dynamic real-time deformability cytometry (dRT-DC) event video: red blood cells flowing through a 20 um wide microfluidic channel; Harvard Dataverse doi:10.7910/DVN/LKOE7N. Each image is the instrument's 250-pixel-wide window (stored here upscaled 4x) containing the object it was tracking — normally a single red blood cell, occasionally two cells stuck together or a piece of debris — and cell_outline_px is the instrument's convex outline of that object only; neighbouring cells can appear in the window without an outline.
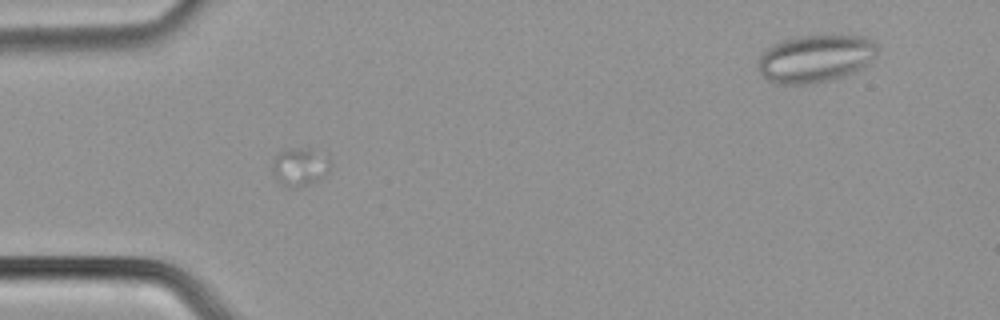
{"species": "common noctule bat (a hibernating species)", "species_latin": "Nyctalus noctula", "temperature_condition": "cold", "stored_images_in_passage": 21, "camera_frame_rate_fps": 3000, "um_per_image_px": 0.085, "animal": {"sex": "male", "body_mass_g": 21.5, "forearm_length_mm": 52.0}, "frame": {"image": 1, "passage_image": 14, "time_ms": 4.333, "image_size_px": [1000, 320], "cell_outline_px": [[332, 164], [328, 172], [320, 180], [300, 188], [288, 188], [280, 184], [272, 172], [272, 168], [276, 156], [280, 152], [288, 148], [308, 148], [328, 160]], "centroid_in_image_um": [25.47, 14.24], "position_along_channel_um": 59.5, "area_um2": 12.83}}
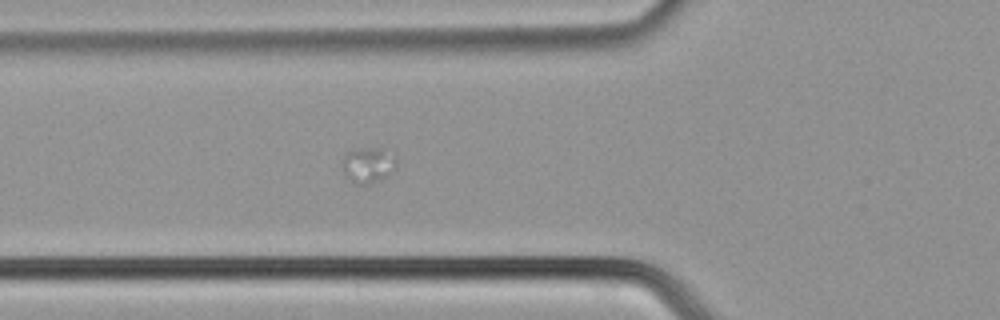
{"frame": {"image": 2, "passage_image": 17, "time_ms": 5.333, "image_size_px": [1000, 320], "cell_outline_px": [[396, 164], [392, 172], [368, 188], [352, 184], [344, 172], [344, 156], [348, 152], [372, 148], [380, 148], [396, 156]], "centroid_in_image_um": [31.32, 14.12], "position_along_channel_um": 94.5, "area_um2": 11.27}}